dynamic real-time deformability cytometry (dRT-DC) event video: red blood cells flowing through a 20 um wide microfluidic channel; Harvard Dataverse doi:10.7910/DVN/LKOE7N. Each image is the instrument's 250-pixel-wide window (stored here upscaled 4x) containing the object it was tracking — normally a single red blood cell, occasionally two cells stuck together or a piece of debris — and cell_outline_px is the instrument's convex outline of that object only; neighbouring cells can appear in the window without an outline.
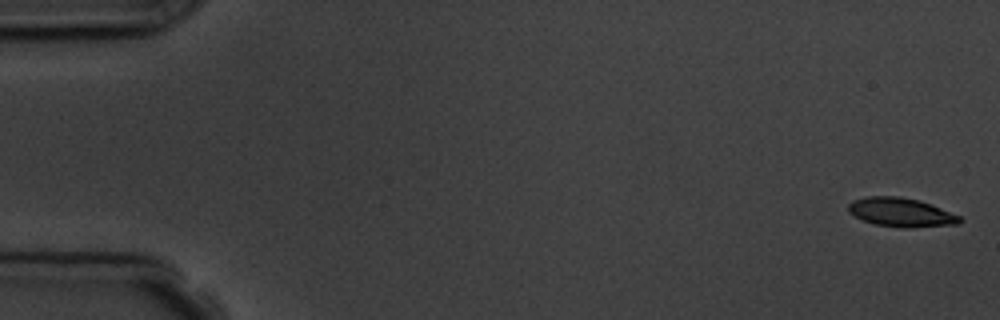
{"species": "common noctule bat (a hibernating species)", "species_latin": "Nyctalus noctula", "temperature_condition": "room temperature", "stored_images_in_passage": 6, "segment_of_instrument_passage": [1, 2], "camera_frame_rate_fps": 3000, "um_per_image_px": 0.085, "animal": {"sex": "male", "body_mass_g": 19.5, "forearm_length_mm": 54.6}, "frame": {"image": 1, "passage_image": 1, "time_ms": 0.0, "image_size_px": [1000, 320], "cell_outline_px": [[964, 220], [960, 224], [908, 228], [904, 228], [876, 224], [864, 220], [848, 212], [848, 204], [852, 200], [864, 196], [900, 196], [920, 200], [932, 204], [960, 216]], "centroid_in_image_um": [76.61, 18.04], "position_along_channel_um": 8.4, "area_um2": 18.96}}